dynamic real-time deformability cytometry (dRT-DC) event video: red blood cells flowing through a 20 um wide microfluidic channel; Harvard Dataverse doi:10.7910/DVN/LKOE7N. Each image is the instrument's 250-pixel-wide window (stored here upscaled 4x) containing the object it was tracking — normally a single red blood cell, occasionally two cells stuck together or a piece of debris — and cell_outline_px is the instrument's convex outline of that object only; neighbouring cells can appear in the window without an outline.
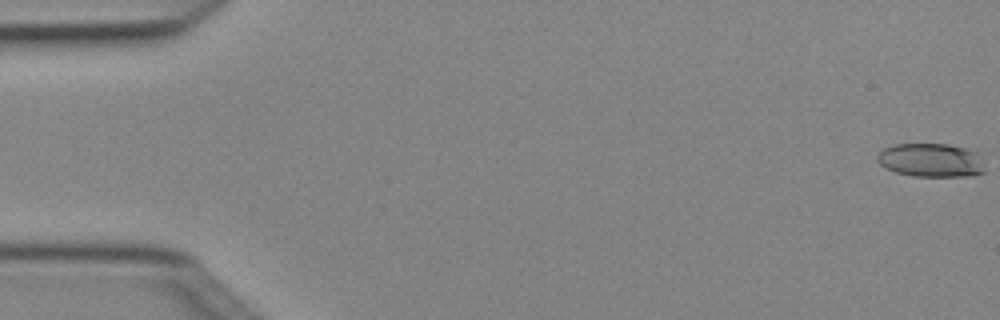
{"species": "Egyptian fruit bat (a non-hibernating species)", "species_latin": "Rousettus aegyptiacus", "temperature_condition": "cold", "stored_images_in_passage": 3, "camera_frame_rate_fps": 3000, "um_per_image_px": 0.085, "animal": {"sex": "female"}, "frame": {"image": 1, "passage_image": 1, "time_ms": 0.0, "image_size_px": [1000, 320], "cell_outline_px": [[984, 172], [972, 176], [912, 176], [896, 172], [880, 164], [876, 160], [876, 156], [884, 148], [896, 144], [948, 144], [968, 148], [976, 152], [980, 156]], "centroid_in_image_um": [79.14, 13.61], "position_along_channel_um": 5.9, "area_um2": 21.1}}